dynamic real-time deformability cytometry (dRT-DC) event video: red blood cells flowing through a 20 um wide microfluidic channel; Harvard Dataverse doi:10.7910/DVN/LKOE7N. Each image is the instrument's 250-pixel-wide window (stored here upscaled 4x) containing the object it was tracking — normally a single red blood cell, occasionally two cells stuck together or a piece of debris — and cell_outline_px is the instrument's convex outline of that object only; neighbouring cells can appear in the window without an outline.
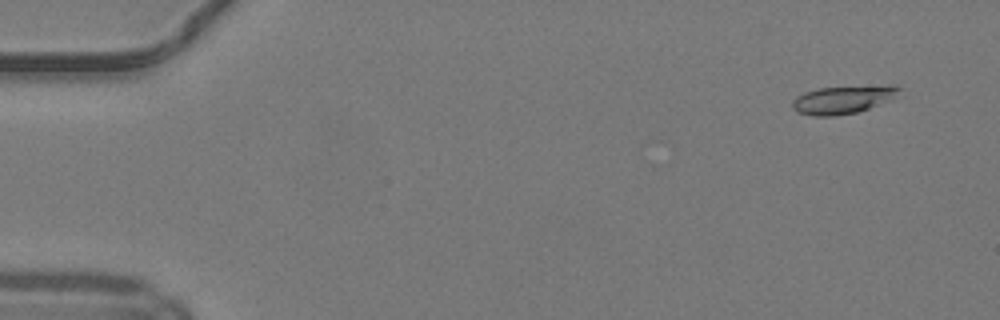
{"species": "common noctule bat (a hibernating species)", "species_latin": "Nyctalus noctula", "temperature_condition": "warm", "stored_images_in_passage": 16, "camera_frame_rate_fps": 3000, "um_per_image_px": 0.085, "animal": {"sex": "male", "body_mass_g": 19.2, "forearm_length_mm": 51.8}, "frame": {"image": 1, "passage_image": 4, "time_ms": 1.0, "image_size_px": [1000, 320], "cell_outline_px": [[900, 88], [888, 100], [868, 108], [856, 112], [836, 116], [812, 116], [796, 112], [792, 108], [792, 100], [796, 96], [804, 92], [820, 88], [888, 84], [892, 84]], "centroid_in_image_um": [71.56, 8.46], "position_along_channel_um": 13.4, "area_um2": 17.34}}
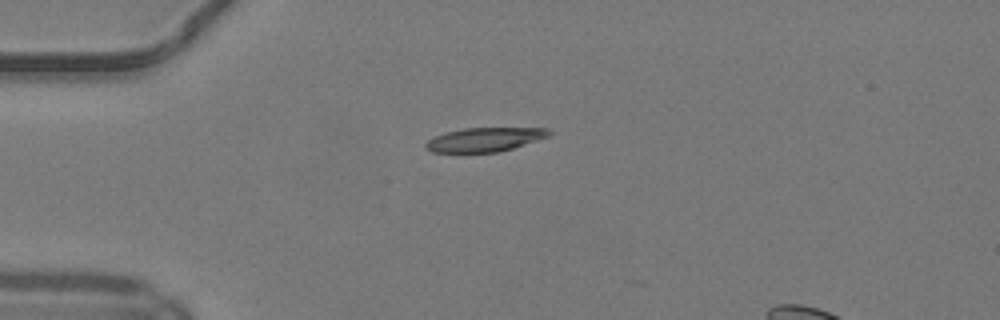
{"frame": {"image": 2, "passage_image": 14, "time_ms": 4.333, "image_size_px": [1000, 320], "cell_outline_px": [[552, 132], [548, 136], [500, 152], [432, 152], [424, 148], [424, 144], [428, 140], [444, 132], [464, 128], [548, 128]], "centroid_in_image_um": [41.15, 11.86], "position_along_channel_um": 43.8, "area_um2": 17.11}}